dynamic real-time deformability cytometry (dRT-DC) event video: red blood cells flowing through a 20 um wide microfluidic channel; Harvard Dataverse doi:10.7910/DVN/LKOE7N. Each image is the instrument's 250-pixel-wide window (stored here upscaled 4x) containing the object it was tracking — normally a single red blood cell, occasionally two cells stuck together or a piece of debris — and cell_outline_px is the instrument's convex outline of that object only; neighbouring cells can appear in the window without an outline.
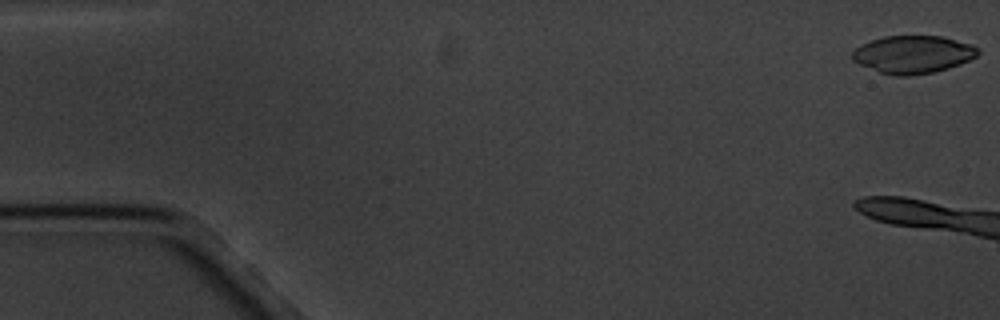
{"species": "common noctule bat (a hibernating species)", "species_latin": "Nyctalus noctula", "temperature_condition": "cold", "stored_images_in_passage": 5, "camera_frame_rate_fps": 3000, "um_per_image_px": 0.085, "animal": {"sex": "male", "body_mass_g": 20.1, "forearm_length_mm": 53.5}, "frame": {"image": 1, "passage_image": 1, "time_ms": 0.0, "image_size_px": [1000, 320], "cell_outline_px": [[980, 52], [976, 56], [960, 64], [948, 68], [932, 72], [908, 76], [892, 76], [880, 72], [860, 64], [852, 60], [852, 52], [860, 44], [884, 36], [944, 36], [972, 44], [980, 48]], "centroid_in_image_um": [77.62, 4.62], "position_along_channel_um": 7.4, "area_um2": 27.69}}